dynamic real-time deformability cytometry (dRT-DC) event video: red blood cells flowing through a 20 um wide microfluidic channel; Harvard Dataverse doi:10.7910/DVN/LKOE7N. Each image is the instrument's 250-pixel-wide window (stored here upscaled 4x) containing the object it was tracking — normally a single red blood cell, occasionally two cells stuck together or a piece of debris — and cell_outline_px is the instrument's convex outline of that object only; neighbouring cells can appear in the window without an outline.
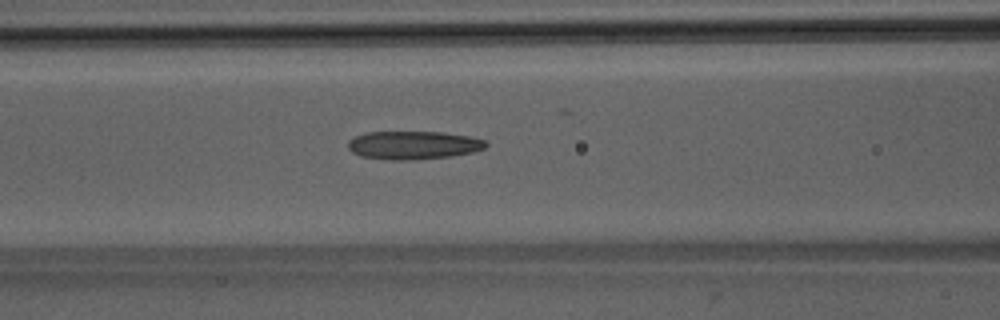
{"species": "Egyptian fruit bat (a non-hibernating species)", "species_latin": "Rousettus aegyptiacus", "temperature_condition": "room temperature", "stored_images_in_passage": 34, "camera_frame_rate_fps": 3000, "um_per_image_px": 0.085, "animal": {"sex": "male"}, "frame": {"image": 1, "passage_image": 10, "time_ms": 3.0, "image_size_px": [1000, 320], "cell_outline_px": [[488, 144], [484, 148], [472, 152], [452, 156], [412, 160], [388, 160], [360, 156], [352, 152], [348, 148], [348, 140], [364, 132], [440, 132], [468, 136], [484, 140]], "centroid_in_image_um": [35.09, 12.34], "position_along_channel_um": 131.5, "area_um2": 22.72}}
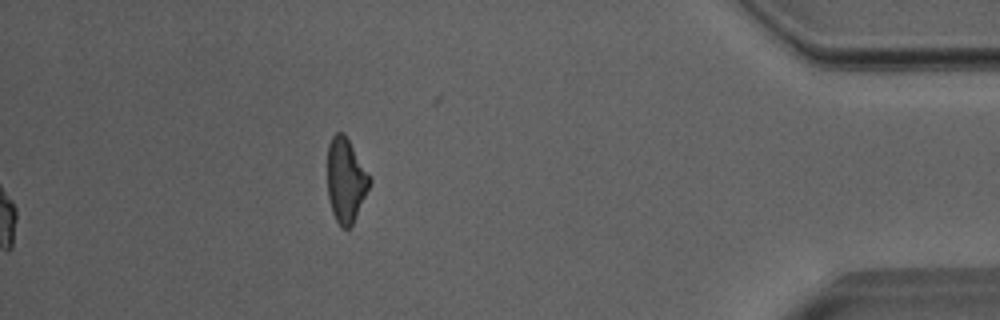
{"frame": {"image": 2, "passage_image": 34, "time_ms": 11.0, "image_size_px": [1000, 320], "cell_outline_px": [[372, 184], [352, 224], [348, 228], [340, 228], [332, 212], [328, 196], [328, 144], [332, 136], [336, 132], [344, 132], [372, 180]], "centroid_in_image_um": [29.4, 15.32], "position_along_channel_um": 405.8, "area_um2": 20.69}, "authors_computed_cell_mechanics": {"area_um2": 22.2819, "velocity_mm_per_s": 4.0264, "shape_relaxation_time_tau1_ms": 6.2884, "shape_relaxation_time_tau2_ms": 1.689, "deformation_change_tau1": 0.1988, "deformation_change_tau2": 0.1229}}